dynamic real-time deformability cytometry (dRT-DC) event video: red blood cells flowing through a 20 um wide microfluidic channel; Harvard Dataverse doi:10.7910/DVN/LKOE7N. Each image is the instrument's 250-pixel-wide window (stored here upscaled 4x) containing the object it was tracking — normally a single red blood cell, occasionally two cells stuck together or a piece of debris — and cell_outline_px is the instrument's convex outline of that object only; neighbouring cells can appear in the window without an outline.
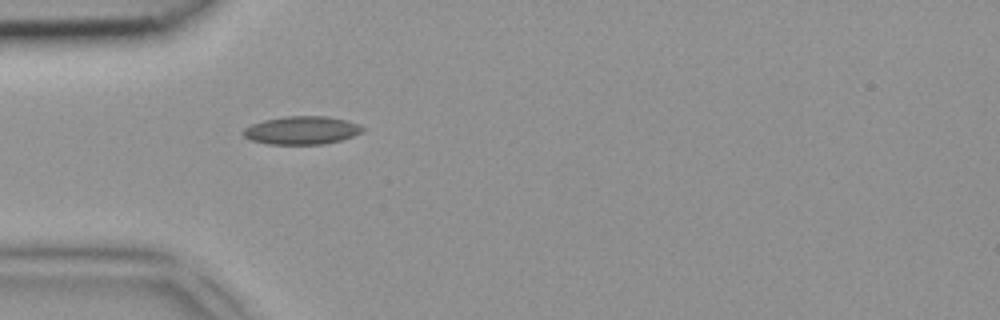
{"species": "common noctule bat (a hibernating species)", "species_latin": "Nyctalus noctula", "temperature_condition": "room temperature", "stored_images_in_passage": 4, "camera_frame_rate_fps": 3000, "um_per_image_px": 0.085, "animal": {"sex": "female", "body_mass_g": 18.4}, "frame": {"image": 1, "passage_image": 4, "time_ms": 1.0, "image_size_px": [1000, 320], "cell_outline_px": [[364, 128], [360, 132], [352, 136], [340, 140], [324, 144], [268, 144], [252, 140], [244, 136], [240, 132], [244, 128], [252, 124], [264, 120], [288, 116], [328, 116], [360, 124]], "centroid_in_image_um": [25.62, 11.07], "position_along_channel_um": 59.4, "area_um2": 19.42}}